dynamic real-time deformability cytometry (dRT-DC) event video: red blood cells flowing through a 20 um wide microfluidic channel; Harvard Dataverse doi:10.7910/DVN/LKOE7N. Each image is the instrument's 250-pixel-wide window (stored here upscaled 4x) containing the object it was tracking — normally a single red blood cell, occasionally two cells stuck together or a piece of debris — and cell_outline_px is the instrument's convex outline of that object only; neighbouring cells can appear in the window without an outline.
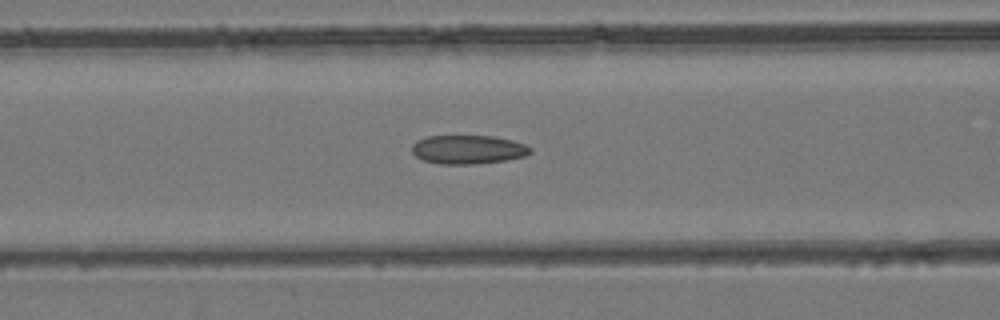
{"species": "common noctule bat (a hibernating species)", "species_latin": "Nyctalus noctula", "temperature_condition": "room temperature", "stored_images_in_passage": 48, "camera_frame_rate_fps": 3000, "um_per_image_px": 0.085, "animal": {"sex": "female", "body_mass_g": 24.6, "forearm_length_mm": 56.2}, "frame": {"image": 1, "passage_image": 20, "time_ms": 6.333, "image_size_px": [1000, 320], "cell_outline_px": [[532, 152], [524, 156], [504, 160], [472, 164], [440, 164], [424, 160], [416, 156], [412, 152], [412, 144], [416, 140], [428, 136], [492, 136], [512, 140], [524, 144], [532, 148]], "centroid_in_image_um": [39.77, 12.7], "position_along_channel_um": 126.8, "area_um2": 19.77}}
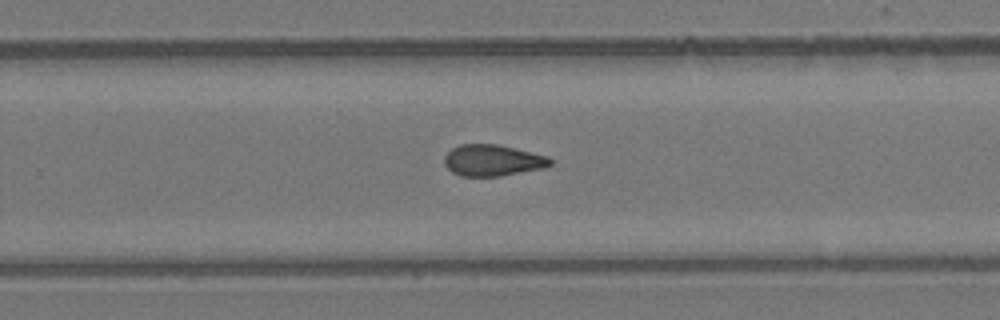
{"frame": {"image": 2, "passage_image": 31, "time_ms": 10.0, "image_size_px": [1000, 320], "cell_outline_px": [[552, 164], [544, 168], [500, 176], [460, 176], [452, 172], [444, 164], [444, 156], [452, 148], [460, 144], [496, 144], [548, 156], [552, 160]], "centroid_in_image_um": [41.86, 13.63], "position_along_channel_um": 287.9, "area_um2": 19.31}}
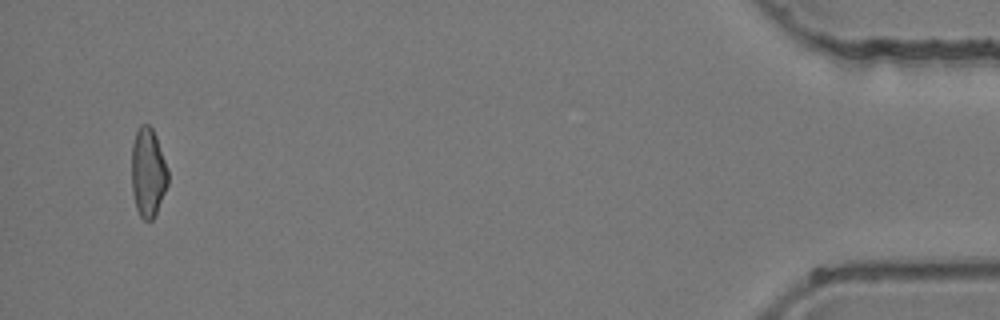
{"frame": {"image": 3, "passage_image": 46, "time_ms": 15.0, "image_size_px": [1000, 320], "cell_outline_px": [[168, 184], [156, 212], [152, 220], [144, 220], [140, 216], [136, 208], [132, 192], [132, 144], [136, 132], [140, 124], [148, 124], [152, 128], [156, 136], [168, 168]], "centroid_in_image_um": [12.58, 14.65], "position_along_channel_um": 422.6, "area_um2": 18.84}}